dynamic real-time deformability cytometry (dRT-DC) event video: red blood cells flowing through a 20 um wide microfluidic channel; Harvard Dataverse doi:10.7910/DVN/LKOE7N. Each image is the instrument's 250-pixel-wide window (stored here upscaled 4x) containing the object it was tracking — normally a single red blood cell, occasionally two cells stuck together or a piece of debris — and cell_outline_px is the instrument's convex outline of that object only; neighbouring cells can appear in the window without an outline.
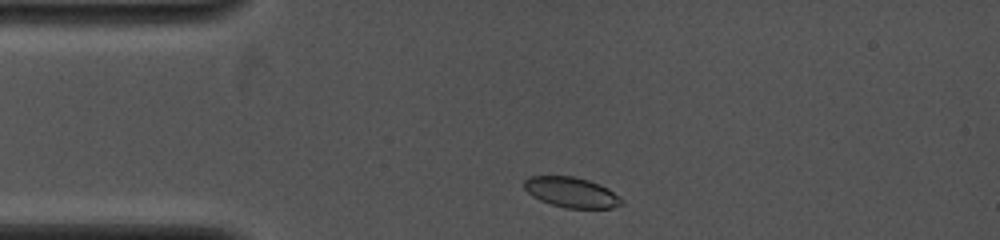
{"species": "common noctule bat (a hibernating species)", "species_latin": "Nyctalus noctula", "temperature_condition": "cold", "stored_images_in_passage": 32, "camera_frame_rate_fps": 4000, "um_per_image_px": 0.085, "animal": {"sex": "female", "body_mass_g": 19.0, "forearm_length_mm": 53.3}, "frame": {"image": 1, "passage_image": 1, "time_ms": 0.0, "image_size_px": [1000, 240], "cell_outline_px": [[624, 204], [612, 208], [564, 208], [540, 200], [532, 196], [524, 188], [524, 180], [528, 176], [572, 176], [588, 180], [600, 184], [608, 188], [620, 196], [624, 200]], "centroid_in_image_um": [48.6, 16.35], "position_along_channel_um": 36.4, "area_um2": 17.34}}
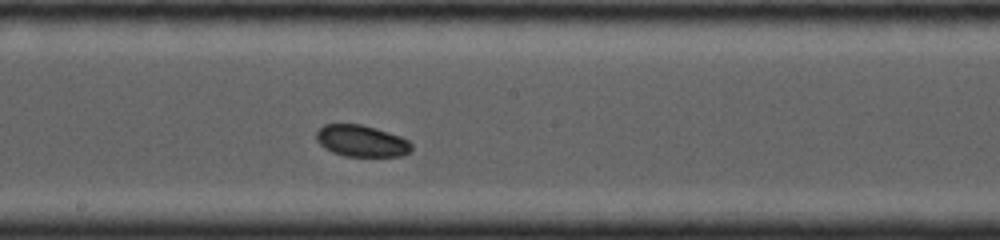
{"frame": {"image": 2, "passage_image": 16, "time_ms": 5.0, "image_size_px": [1000, 240], "cell_outline_px": [[412, 152], [404, 156], [344, 156], [332, 152], [324, 148], [316, 140], [316, 132], [324, 124], [360, 124], [376, 128], [400, 136], [408, 140], [412, 144]], "centroid_in_image_um": [30.75, 11.99], "position_along_channel_um": 217.5, "area_um2": 17.69}}
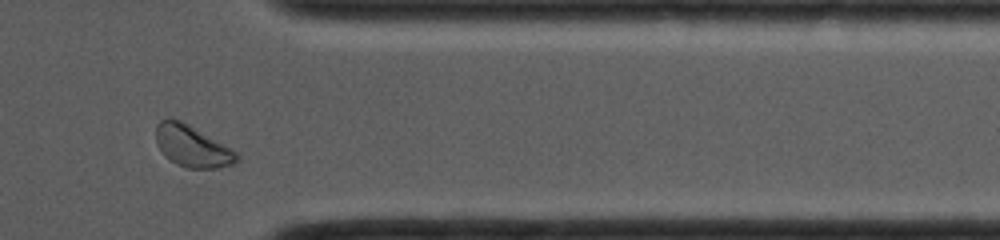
{"frame": {"image": 3, "passage_image": 28, "time_ms": 9.25, "image_size_px": [1000, 240], "cell_outline_px": [[240, 160], [236, 164], [216, 168], [188, 168], [176, 164], [164, 156], [156, 144], [156, 124], [160, 120], [180, 120], [188, 124], [232, 148], [240, 156]], "centroid_in_image_um": [16.36, 12.45], "position_along_channel_um": 395.0, "area_um2": 19.65}}